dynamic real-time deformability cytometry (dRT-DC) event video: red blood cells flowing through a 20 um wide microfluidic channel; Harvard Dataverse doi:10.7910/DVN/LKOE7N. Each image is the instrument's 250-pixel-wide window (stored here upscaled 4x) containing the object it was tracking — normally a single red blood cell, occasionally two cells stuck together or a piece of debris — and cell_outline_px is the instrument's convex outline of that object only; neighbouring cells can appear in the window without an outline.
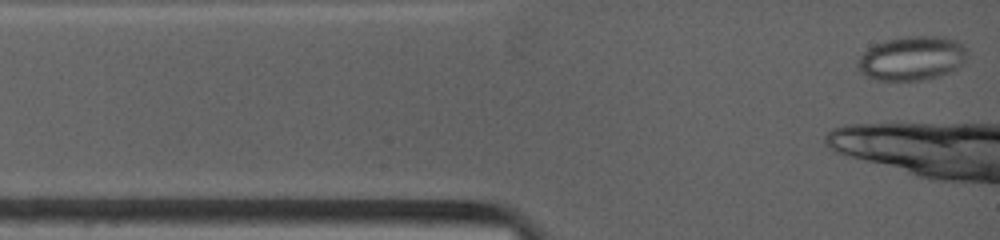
{"species": "common noctule bat (a hibernating species)", "species_latin": "Nyctalus noctula", "temperature_condition": "warm", "stored_images_in_passage": 5, "camera_frame_rate_fps": 4500, "um_per_image_px": 0.085, "animal": {"sex": "female", "body_mass_g": 19.0, "forearm_length_mm": 53.3}, "frame": {"image": 1, "passage_image": 1, "time_ms": 0.0, "image_size_px": [1000, 240], "cell_outline_px": [[968, 52], [964, 60], [952, 72], [940, 76], [920, 80], [876, 80], [860, 72], [856, 68], [856, 64], [860, 56], [868, 48], [876, 44], [888, 40], [908, 36], [944, 36], [956, 40], [968, 48]], "centroid_in_image_um": [77.53, 4.95], "position_along_channel_um": 7.5, "area_um2": 28.26}}